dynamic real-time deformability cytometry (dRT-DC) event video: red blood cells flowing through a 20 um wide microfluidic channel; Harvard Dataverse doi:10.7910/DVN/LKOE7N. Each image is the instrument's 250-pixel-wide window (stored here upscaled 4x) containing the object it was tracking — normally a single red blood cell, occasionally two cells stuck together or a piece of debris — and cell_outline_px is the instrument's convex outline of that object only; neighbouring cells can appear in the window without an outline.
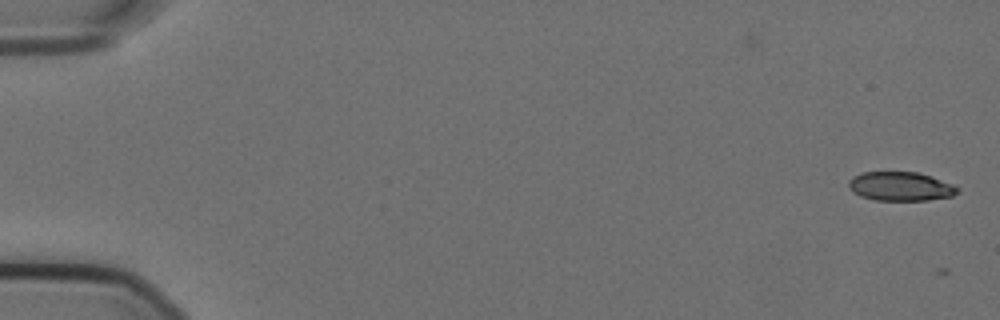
{"species": "Egyptian fruit bat (a non-hibernating species)", "species_latin": "Rousettus aegyptiacus", "temperature_condition": "cold", "stored_images_in_passage": 2, "camera_frame_rate_fps": 3000, "um_per_image_px": 0.085, "animal": {"sex": "female"}, "frame": {"image": 1, "passage_image": 1, "time_ms": 0.0, "image_size_px": [1000, 320], "cell_outline_px": [[960, 188], [952, 196], [928, 200], [876, 200], [860, 196], [852, 192], [848, 188], [848, 180], [852, 176], [860, 172], [916, 172], [932, 176], [952, 184]], "centroid_in_image_um": [76.5, 15.83], "position_along_channel_um": 8.5, "area_um2": 18.5}}